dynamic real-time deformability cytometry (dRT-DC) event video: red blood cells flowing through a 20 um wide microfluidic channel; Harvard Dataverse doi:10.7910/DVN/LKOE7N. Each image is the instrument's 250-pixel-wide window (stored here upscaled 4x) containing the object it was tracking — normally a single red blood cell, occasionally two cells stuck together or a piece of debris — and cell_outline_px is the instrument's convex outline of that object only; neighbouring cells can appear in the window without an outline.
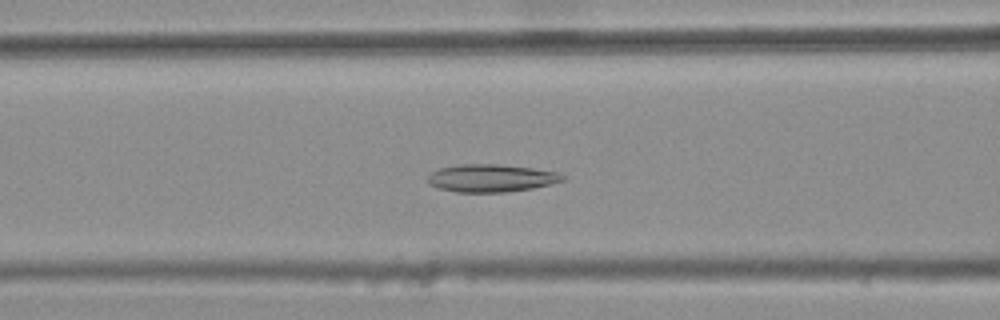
{"species": "common noctule bat (a hibernating species)", "species_latin": "Nyctalus noctula", "temperature_condition": "warm", "stored_images_in_passage": 45, "camera_frame_rate_fps": 3000, "um_per_image_px": 0.085, "animal": {"sex": "female", "body_mass_g": 25.1}, "frame": {"image": 1, "passage_image": 21, "time_ms": 6.667, "image_size_px": [1000, 320], "cell_outline_px": [[564, 180], [532, 188], [504, 192], [456, 192], [440, 188], [428, 184], [428, 176], [432, 172], [440, 168], [460, 164], [500, 164], [532, 168], [560, 172], [564, 176]], "centroid_in_image_um": [41.74, 15.13], "position_along_channel_um": 124.9, "area_um2": 21.62}}
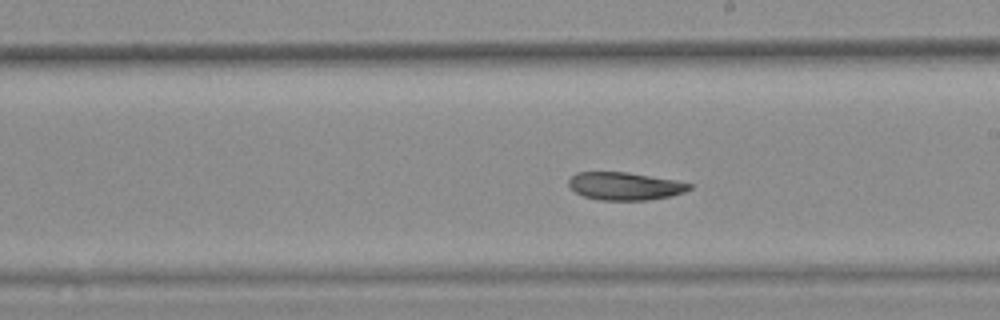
{"frame": {"image": 2, "passage_image": 30, "time_ms": 9.667, "image_size_px": [1000, 320], "cell_outline_px": [[692, 188], [684, 192], [668, 196], [648, 200], [600, 200], [584, 196], [576, 192], [568, 184], [568, 180], [576, 172], [628, 172], [676, 180], [692, 184]], "centroid_in_image_um": [53.12, 15.81], "position_along_channel_um": 235.9, "area_um2": 19.48}}
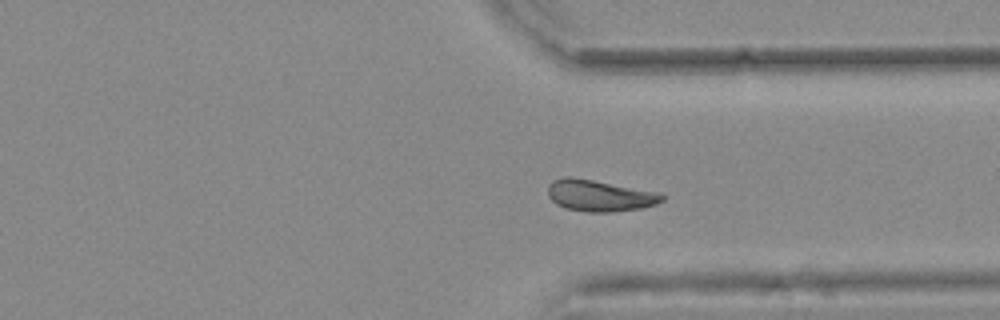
{"frame": {"image": 3, "passage_image": 40, "time_ms": 13.0, "image_size_px": [1000, 320], "cell_outline_px": [[664, 200], [656, 204], [640, 208], [612, 212], [588, 212], [564, 208], [556, 204], [548, 196], [548, 184], [552, 180], [564, 176], [568, 176], [592, 180], [660, 192], [664, 196]], "centroid_in_image_um": [50.94, 16.62], "position_along_channel_um": 360.5, "area_um2": 20.98}, "authors_computed_cell_mechanics": {"area_um2": 21.1548, "velocity_mm_per_s": 3.7168, "shape_relaxation_time_tau1_ms": null, "shape_relaxation_time_tau2_ms": 6.7037, "deformation_change_tau1": null, "deformation_change_tau2": 0.129}}